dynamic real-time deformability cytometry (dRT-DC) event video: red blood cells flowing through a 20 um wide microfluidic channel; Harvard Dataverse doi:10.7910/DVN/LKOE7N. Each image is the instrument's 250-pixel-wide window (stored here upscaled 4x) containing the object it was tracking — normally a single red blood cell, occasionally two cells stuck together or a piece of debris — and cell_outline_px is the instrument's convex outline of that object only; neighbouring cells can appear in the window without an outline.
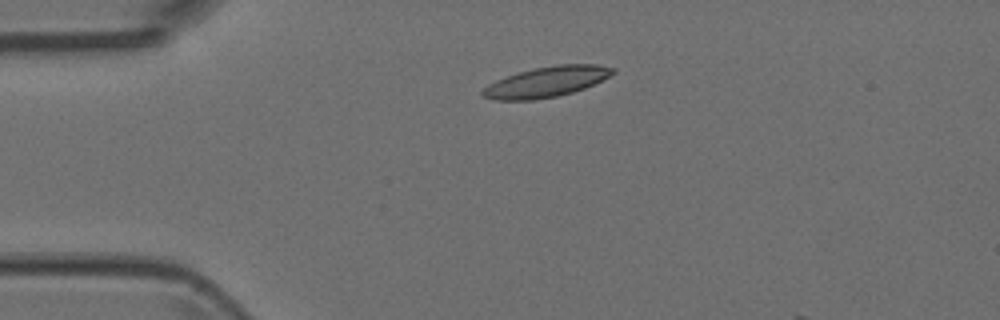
{"species": "Egyptian fruit bat (a non-hibernating species)", "species_latin": "Rousettus aegyptiacus", "temperature_condition": "room temperature", "stored_images_in_passage": 4, "camera_frame_rate_fps": 3000, "um_per_image_px": 0.085, "animal": {"sex": "female"}, "frame": {"image": 1, "passage_image": 3, "time_ms": 0.667, "image_size_px": [1000, 320], "cell_outline_px": [[616, 72], [584, 88], [572, 92], [556, 96], [532, 100], [492, 100], [484, 96], [480, 92], [488, 84], [496, 80], [516, 72], [556, 64], [596, 64], [612, 68]], "centroid_in_image_um": [46.39, 6.95], "position_along_channel_um": 38.6, "area_um2": 22.83}}